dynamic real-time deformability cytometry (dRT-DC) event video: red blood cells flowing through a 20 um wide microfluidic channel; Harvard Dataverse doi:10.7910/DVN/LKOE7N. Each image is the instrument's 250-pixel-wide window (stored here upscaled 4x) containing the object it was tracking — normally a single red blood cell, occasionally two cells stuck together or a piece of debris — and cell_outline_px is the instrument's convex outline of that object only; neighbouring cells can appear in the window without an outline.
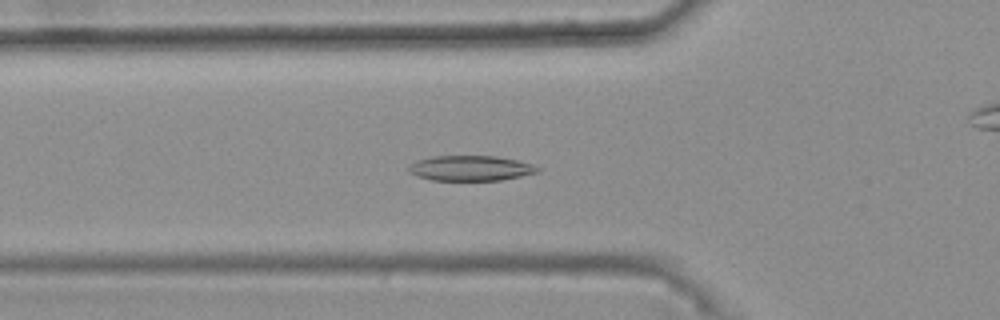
{"species": "common noctule bat (a hibernating species)", "species_latin": "Nyctalus noctula", "temperature_condition": "warm", "stored_images_in_passage": 48, "camera_frame_rate_fps": 3000, "um_per_image_px": 0.085, "animal": {"sex": "female", "body_mass_g": 25.1}, "frame": {"image": 1, "passage_image": 19, "time_ms": 6.0, "image_size_px": [1000, 320], "cell_outline_px": [[540, 172], [500, 180], [432, 180], [416, 176], [408, 172], [408, 164], [416, 160], [432, 156], [496, 156], [516, 160], [532, 164], [540, 168]], "centroid_in_image_um": [39.96, 14.29], "position_along_channel_um": 85.8, "area_um2": 19.02}}
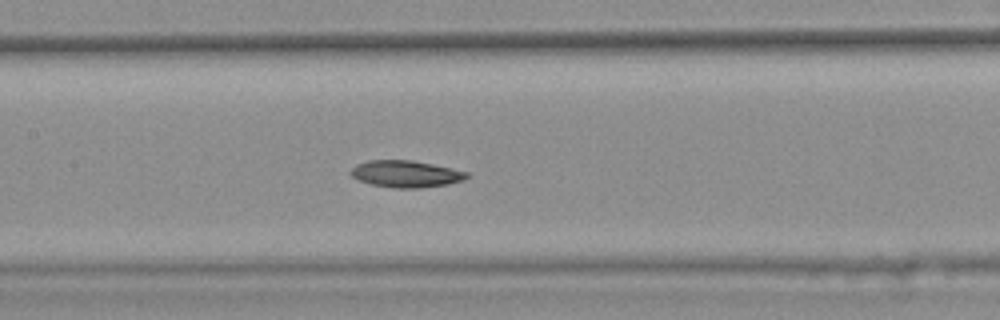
{"frame": {"image": 2, "passage_image": 26, "time_ms": 8.333, "image_size_px": [1000, 320], "cell_outline_px": [[468, 176], [464, 180], [448, 184], [420, 188], [392, 188], [372, 184], [360, 180], [352, 176], [348, 172], [356, 164], [368, 160], [412, 160], [432, 164], [468, 172]], "centroid_in_image_um": [34.48, 14.78], "position_along_channel_um": 172.9, "area_um2": 18.09}}
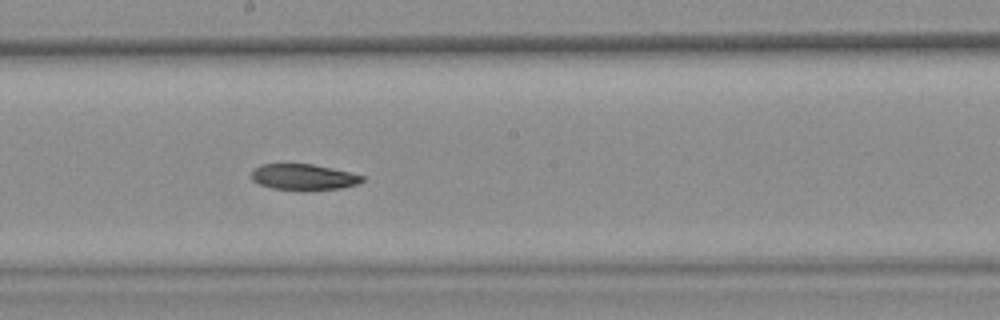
{"frame": {"image": 3, "passage_image": 30, "time_ms": 9.667, "image_size_px": [1000, 320], "cell_outline_px": [[364, 180], [356, 184], [340, 188], [308, 192], [272, 188], [260, 184], [252, 180], [252, 172], [260, 164], [312, 164], [332, 168], [364, 176]], "centroid_in_image_um": [25.8, 15.07], "position_along_channel_um": 222.4, "area_um2": 16.94}, "authors_computed_cell_mechanics": {"area_um2": 18.0914, "velocity_mm_per_s": 3.723, "shape_relaxation_time_tau1_ms": null, "shape_relaxation_time_tau2_ms": 9.6381, "deformation_change_tau1": null, "deformation_change_tau2": 0.1279}}